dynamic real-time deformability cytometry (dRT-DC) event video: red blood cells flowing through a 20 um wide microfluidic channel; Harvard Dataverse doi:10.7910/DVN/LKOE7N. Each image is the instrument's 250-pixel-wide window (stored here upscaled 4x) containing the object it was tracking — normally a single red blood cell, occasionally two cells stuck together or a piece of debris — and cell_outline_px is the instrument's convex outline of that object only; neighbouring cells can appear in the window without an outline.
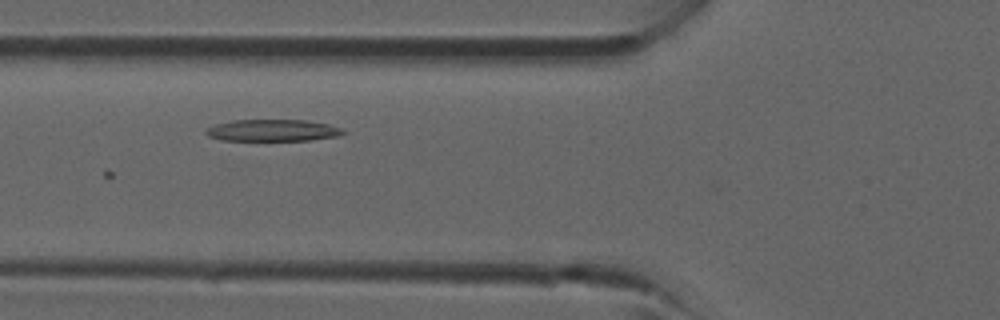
{"species": "common noctule bat (a hibernating species)", "species_latin": "Nyctalus noctula", "temperature_condition": "room temperature", "stored_images_in_passage": 3, "camera_frame_rate_fps": 3000, "um_per_image_px": 0.085, "animal": {"sex": "male", "forearm_length_mm": 52.5}, "frame": {"image": 1, "passage_image": 3, "time_ms": 2.333, "image_size_px": [1000, 320], "cell_outline_px": [[348, 132], [336, 136], [312, 140], [220, 140], [208, 136], [204, 132], [208, 128], [216, 124], [232, 120], [304, 120], [328, 124], [340, 128]], "centroid_in_image_um": [23.17, 11.08], "position_along_channel_um": 102.6, "area_um2": 17.28}}